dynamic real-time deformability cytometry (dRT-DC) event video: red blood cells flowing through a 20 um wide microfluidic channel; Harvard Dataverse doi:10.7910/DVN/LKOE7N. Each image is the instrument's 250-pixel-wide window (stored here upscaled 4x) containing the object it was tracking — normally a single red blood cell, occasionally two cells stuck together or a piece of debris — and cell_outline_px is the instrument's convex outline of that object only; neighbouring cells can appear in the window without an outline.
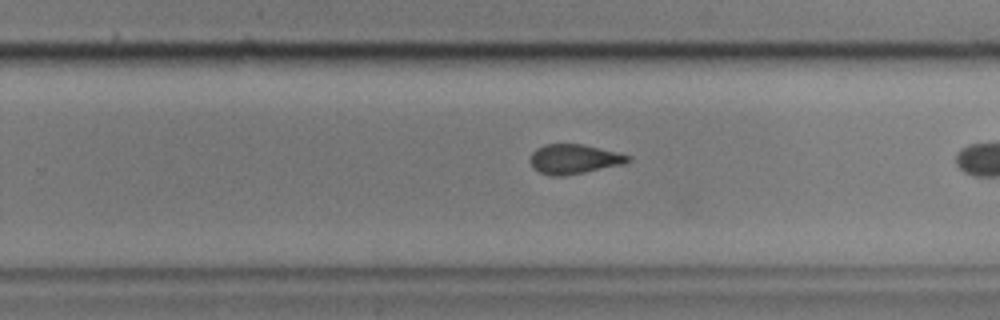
{"species": "common noctule bat (a hibernating species)", "species_latin": "Nyctalus noctula", "temperature_condition": "cold", "stored_images_in_passage": 18, "camera_frame_rate_fps": 3000, "um_per_image_px": 0.085, "animal": {"sex": "male", "body_mass_g": 17.9, "forearm_length_mm": 54.2}, "frame": {"image": 1, "passage_image": 16, "time_ms": 5.0, "image_size_px": [1000, 320], "cell_outline_px": [[632, 160], [624, 164], [564, 176], [548, 176], [532, 168], [528, 160], [532, 152], [536, 148], [544, 144], [584, 144], [632, 156]], "centroid_in_image_um": [48.76, 13.52], "position_along_channel_um": 281.0, "area_um2": 17.11}}